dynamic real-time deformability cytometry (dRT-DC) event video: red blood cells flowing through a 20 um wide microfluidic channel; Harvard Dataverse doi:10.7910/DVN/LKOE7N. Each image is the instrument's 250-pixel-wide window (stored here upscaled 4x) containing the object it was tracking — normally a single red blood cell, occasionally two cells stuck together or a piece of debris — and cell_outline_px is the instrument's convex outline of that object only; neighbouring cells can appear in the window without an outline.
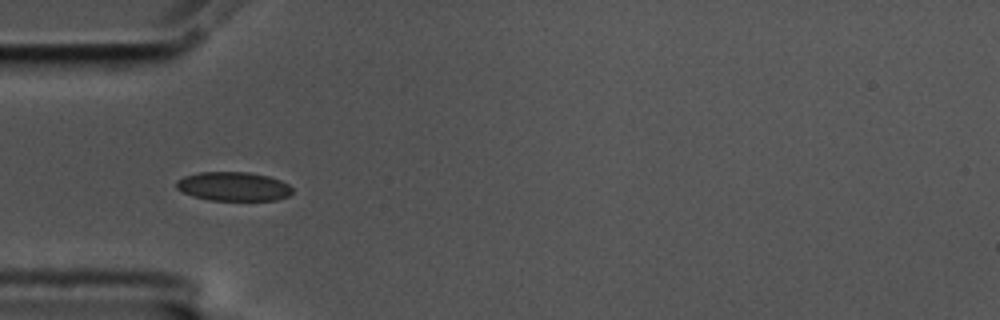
{"species": "common noctule bat (a hibernating species)", "species_latin": "Nyctalus noctula", "temperature_condition": "cold", "stored_images_in_passage": 35, "camera_frame_rate_fps": 3000, "um_per_image_px": 0.085, "animal": {"sex": "male", "body_mass_g": 17.5, "forearm_length_mm": 52.3}, "frame": {"image": 1, "passage_image": 11, "time_ms": 3.333, "image_size_px": [1000, 320], "cell_outline_px": [[292, 192], [288, 196], [276, 200], [208, 200], [192, 196], [176, 188], [176, 180], [184, 176], [200, 172], [248, 172], [268, 176], [280, 180], [288, 184], [292, 188]], "centroid_in_image_um": [19.83, 15.84], "position_along_channel_um": 65.2, "area_um2": 19.59}}